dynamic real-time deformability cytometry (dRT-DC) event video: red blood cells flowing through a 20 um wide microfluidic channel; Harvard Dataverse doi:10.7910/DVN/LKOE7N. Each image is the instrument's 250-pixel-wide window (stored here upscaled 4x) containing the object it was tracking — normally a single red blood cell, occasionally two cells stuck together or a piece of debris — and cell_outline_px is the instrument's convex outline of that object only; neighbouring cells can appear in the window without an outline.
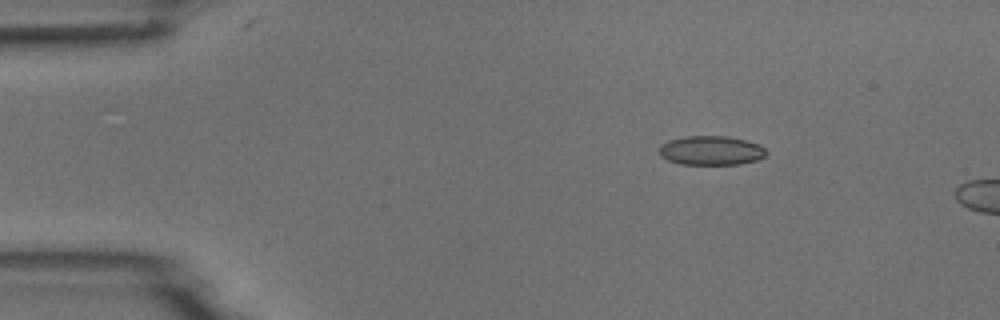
{"species": "common noctule bat (a hibernating species)", "species_latin": "Nyctalus noctula", "temperature_condition": "room temperature", "stored_images_in_passage": 3, "camera_frame_rate_fps": 3000, "um_per_image_px": 0.085, "animal": {"sex": "male", "body_mass_g": 18.8}, "frame": {"image": 1, "passage_image": 1, "time_ms": 0.0, "image_size_px": [1000, 320], "cell_outline_px": [[768, 152], [764, 156], [756, 160], [740, 164], [680, 164], [668, 160], [660, 156], [660, 144], [668, 140], [684, 136], [728, 136], [760, 144]], "centroid_in_image_um": [60.43, 12.78], "position_along_channel_um": 24.6, "area_um2": 18.26}}